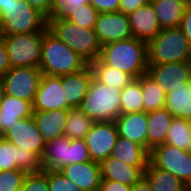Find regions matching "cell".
<instances>
[{
    "mask_svg": "<svg viewBox=\"0 0 191 191\" xmlns=\"http://www.w3.org/2000/svg\"><path fill=\"white\" fill-rule=\"evenodd\" d=\"M117 137L118 131L114 121L94 122L84 138L91 160L100 163L111 156Z\"/></svg>",
    "mask_w": 191,
    "mask_h": 191,
    "instance_id": "11",
    "label": "cell"
},
{
    "mask_svg": "<svg viewBox=\"0 0 191 191\" xmlns=\"http://www.w3.org/2000/svg\"><path fill=\"white\" fill-rule=\"evenodd\" d=\"M118 136L127 138L147 150V113L144 111L120 114L114 121Z\"/></svg>",
    "mask_w": 191,
    "mask_h": 191,
    "instance_id": "20",
    "label": "cell"
},
{
    "mask_svg": "<svg viewBox=\"0 0 191 191\" xmlns=\"http://www.w3.org/2000/svg\"><path fill=\"white\" fill-rule=\"evenodd\" d=\"M20 191H49L48 170L26 174Z\"/></svg>",
    "mask_w": 191,
    "mask_h": 191,
    "instance_id": "38",
    "label": "cell"
},
{
    "mask_svg": "<svg viewBox=\"0 0 191 191\" xmlns=\"http://www.w3.org/2000/svg\"><path fill=\"white\" fill-rule=\"evenodd\" d=\"M32 109L37 111L67 109V100L64 98V87H62L60 76L42 74Z\"/></svg>",
    "mask_w": 191,
    "mask_h": 191,
    "instance_id": "13",
    "label": "cell"
},
{
    "mask_svg": "<svg viewBox=\"0 0 191 191\" xmlns=\"http://www.w3.org/2000/svg\"><path fill=\"white\" fill-rule=\"evenodd\" d=\"M165 108L174 118L191 121V81L167 88Z\"/></svg>",
    "mask_w": 191,
    "mask_h": 191,
    "instance_id": "24",
    "label": "cell"
},
{
    "mask_svg": "<svg viewBox=\"0 0 191 191\" xmlns=\"http://www.w3.org/2000/svg\"><path fill=\"white\" fill-rule=\"evenodd\" d=\"M18 170L26 174L43 171L41 158L23 147L18 148Z\"/></svg>",
    "mask_w": 191,
    "mask_h": 191,
    "instance_id": "35",
    "label": "cell"
},
{
    "mask_svg": "<svg viewBox=\"0 0 191 191\" xmlns=\"http://www.w3.org/2000/svg\"><path fill=\"white\" fill-rule=\"evenodd\" d=\"M64 87V98L67 100V110L79 108L88 93L94 77L91 66L88 64L79 72L60 76Z\"/></svg>",
    "mask_w": 191,
    "mask_h": 191,
    "instance_id": "18",
    "label": "cell"
},
{
    "mask_svg": "<svg viewBox=\"0 0 191 191\" xmlns=\"http://www.w3.org/2000/svg\"><path fill=\"white\" fill-rule=\"evenodd\" d=\"M11 68H38L41 62L43 33L2 35Z\"/></svg>",
    "mask_w": 191,
    "mask_h": 191,
    "instance_id": "8",
    "label": "cell"
},
{
    "mask_svg": "<svg viewBox=\"0 0 191 191\" xmlns=\"http://www.w3.org/2000/svg\"><path fill=\"white\" fill-rule=\"evenodd\" d=\"M99 12L90 4H83L78 9H67V11L59 18L66 19L79 27L93 29Z\"/></svg>",
    "mask_w": 191,
    "mask_h": 191,
    "instance_id": "33",
    "label": "cell"
},
{
    "mask_svg": "<svg viewBox=\"0 0 191 191\" xmlns=\"http://www.w3.org/2000/svg\"><path fill=\"white\" fill-rule=\"evenodd\" d=\"M67 116V109H57L53 111L33 110L32 114L39 133L45 143L57 137L64 136Z\"/></svg>",
    "mask_w": 191,
    "mask_h": 191,
    "instance_id": "21",
    "label": "cell"
},
{
    "mask_svg": "<svg viewBox=\"0 0 191 191\" xmlns=\"http://www.w3.org/2000/svg\"><path fill=\"white\" fill-rule=\"evenodd\" d=\"M121 88L102 84L94 77L79 109L94 122L115 121L121 114Z\"/></svg>",
    "mask_w": 191,
    "mask_h": 191,
    "instance_id": "5",
    "label": "cell"
},
{
    "mask_svg": "<svg viewBox=\"0 0 191 191\" xmlns=\"http://www.w3.org/2000/svg\"><path fill=\"white\" fill-rule=\"evenodd\" d=\"M99 59L111 67L139 78L147 73V43L135 37L101 46Z\"/></svg>",
    "mask_w": 191,
    "mask_h": 191,
    "instance_id": "1",
    "label": "cell"
},
{
    "mask_svg": "<svg viewBox=\"0 0 191 191\" xmlns=\"http://www.w3.org/2000/svg\"><path fill=\"white\" fill-rule=\"evenodd\" d=\"M147 74L167 93V88L191 81L190 62L148 65Z\"/></svg>",
    "mask_w": 191,
    "mask_h": 191,
    "instance_id": "15",
    "label": "cell"
},
{
    "mask_svg": "<svg viewBox=\"0 0 191 191\" xmlns=\"http://www.w3.org/2000/svg\"><path fill=\"white\" fill-rule=\"evenodd\" d=\"M121 114L143 111L141 76L133 78L121 91Z\"/></svg>",
    "mask_w": 191,
    "mask_h": 191,
    "instance_id": "30",
    "label": "cell"
},
{
    "mask_svg": "<svg viewBox=\"0 0 191 191\" xmlns=\"http://www.w3.org/2000/svg\"><path fill=\"white\" fill-rule=\"evenodd\" d=\"M59 171L81 190L99 191L102 179L99 163L92 160L83 163H73L64 166Z\"/></svg>",
    "mask_w": 191,
    "mask_h": 191,
    "instance_id": "17",
    "label": "cell"
},
{
    "mask_svg": "<svg viewBox=\"0 0 191 191\" xmlns=\"http://www.w3.org/2000/svg\"><path fill=\"white\" fill-rule=\"evenodd\" d=\"M42 72L33 67L11 68L3 77L4 92L11 97L34 101Z\"/></svg>",
    "mask_w": 191,
    "mask_h": 191,
    "instance_id": "10",
    "label": "cell"
},
{
    "mask_svg": "<svg viewBox=\"0 0 191 191\" xmlns=\"http://www.w3.org/2000/svg\"><path fill=\"white\" fill-rule=\"evenodd\" d=\"M165 143L185 151H191V121L173 118Z\"/></svg>",
    "mask_w": 191,
    "mask_h": 191,
    "instance_id": "32",
    "label": "cell"
},
{
    "mask_svg": "<svg viewBox=\"0 0 191 191\" xmlns=\"http://www.w3.org/2000/svg\"><path fill=\"white\" fill-rule=\"evenodd\" d=\"M49 191H83L59 170H48Z\"/></svg>",
    "mask_w": 191,
    "mask_h": 191,
    "instance_id": "37",
    "label": "cell"
},
{
    "mask_svg": "<svg viewBox=\"0 0 191 191\" xmlns=\"http://www.w3.org/2000/svg\"><path fill=\"white\" fill-rule=\"evenodd\" d=\"M173 115L166 109L161 108L147 112V151L150 152L158 145L164 144Z\"/></svg>",
    "mask_w": 191,
    "mask_h": 191,
    "instance_id": "23",
    "label": "cell"
},
{
    "mask_svg": "<svg viewBox=\"0 0 191 191\" xmlns=\"http://www.w3.org/2000/svg\"><path fill=\"white\" fill-rule=\"evenodd\" d=\"M18 169V147L0 136V171Z\"/></svg>",
    "mask_w": 191,
    "mask_h": 191,
    "instance_id": "34",
    "label": "cell"
},
{
    "mask_svg": "<svg viewBox=\"0 0 191 191\" xmlns=\"http://www.w3.org/2000/svg\"><path fill=\"white\" fill-rule=\"evenodd\" d=\"M89 0H54L51 16L47 20L59 19L67 9H78L83 4H88Z\"/></svg>",
    "mask_w": 191,
    "mask_h": 191,
    "instance_id": "39",
    "label": "cell"
},
{
    "mask_svg": "<svg viewBox=\"0 0 191 191\" xmlns=\"http://www.w3.org/2000/svg\"><path fill=\"white\" fill-rule=\"evenodd\" d=\"M94 78L102 84L123 89L133 77L114 67L104 64L99 58L89 64Z\"/></svg>",
    "mask_w": 191,
    "mask_h": 191,
    "instance_id": "28",
    "label": "cell"
},
{
    "mask_svg": "<svg viewBox=\"0 0 191 191\" xmlns=\"http://www.w3.org/2000/svg\"><path fill=\"white\" fill-rule=\"evenodd\" d=\"M143 177L148 181L151 191H187V186L168 171L156 168L150 161Z\"/></svg>",
    "mask_w": 191,
    "mask_h": 191,
    "instance_id": "27",
    "label": "cell"
},
{
    "mask_svg": "<svg viewBox=\"0 0 191 191\" xmlns=\"http://www.w3.org/2000/svg\"><path fill=\"white\" fill-rule=\"evenodd\" d=\"M187 191H191V183L187 186Z\"/></svg>",
    "mask_w": 191,
    "mask_h": 191,
    "instance_id": "50",
    "label": "cell"
},
{
    "mask_svg": "<svg viewBox=\"0 0 191 191\" xmlns=\"http://www.w3.org/2000/svg\"><path fill=\"white\" fill-rule=\"evenodd\" d=\"M2 35L43 33L47 29V19L27 0H5L0 12Z\"/></svg>",
    "mask_w": 191,
    "mask_h": 191,
    "instance_id": "3",
    "label": "cell"
},
{
    "mask_svg": "<svg viewBox=\"0 0 191 191\" xmlns=\"http://www.w3.org/2000/svg\"><path fill=\"white\" fill-rule=\"evenodd\" d=\"M47 28L88 64L99 58L101 45L93 29L79 27L66 19L47 20Z\"/></svg>",
    "mask_w": 191,
    "mask_h": 191,
    "instance_id": "4",
    "label": "cell"
},
{
    "mask_svg": "<svg viewBox=\"0 0 191 191\" xmlns=\"http://www.w3.org/2000/svg\"><path fill=\"white\" fill-rule=\"evenodd\" d=\"M149 161L156 168L173 174L186 186L191 183V151L164 143L149 152Z\"/></svg>",
    "mask_w": 191,
    "mask_h": 191,
    "instance_id": "9",
    "label": "cell"
},
{
    "mask_svg": "<svg viewBox=\"0 0 191 191\" xmlns=\"http://www.w3.org/2000/svg\"><path fill=\"white\" fill-rule=\"evenodd\" d=\"M27 2L37 9L41 14H43L46 19L51 16V9L54 3V0H27Z\"/></svg>",
    "mask_w": 191,
    "mask_h": 191,
    "instance_id": "42",
    "label": "cell"
},
{
    "mask_svg": "<svg viewBox=\"0 0 191 191\" xmlns=\"http://www.w3.org/2000/svg\"><path fill=\"white\" fill-rule=\"evenodd\" d=\"M91 161L85 139L61 136L45 143L41 158L43 170H60L66 165Z\"/></svg>",
    "mask_w": 191,
    "mask_h": 191,
    "instance_id": "7",
    "label": "cell"
},
{
    "mask_svg": "<svg viewBox=\"0 0 191 191\" xmlns=\"http://www.w3.org/2000/svg\"><path fill=\"white\" fill-rule=\"evenodd\" d=\"M101 178L133 186L144 174L147 166H133L109 156L99 163Z\"/></svg>",
    "mask_w": 191,
    "mask_h": 191,
    "instance_id": "19",
    "label": "cell"
},
{
    "mask_svg": "<svg viewBox=\"0 0 191 191\" xmlns=\"http://www.w3.org/2000/svg\"><path fill=\"white\" fill-rule=\"evenodd\" d=\"M93 30L101 46L133 37L128 16L121 12L99 13Z\"/></svg>",
    "mask_w": 191,
    "mask_h": 191,
    "instance_id": "12",
    "label": "cell"
},
{
    "mask_svg": "<svg viewBox=\"0 0 191 191\" xmlns=\"http://www.w3.org/2000/svg\"><path fill=\"white\" fill-rule=\"evenodd\" d=\"M87 65L86 61L54 36L48 28L43 32L39 65L42 74L51 76L72 74L81 71Z\"/></svg>",
    "mask_w": 191,
    "mask_h": 191,
    "instance_id": "2",
    "label": "cell"
},
{
    "mask_svg": "<svg viewBox=\"0 0 191 191\" xmlns=\"http://www.w3.org/2000/svg\"><path fill=\"white\" fill-rule=\"evenodd\" d=\"M5 92H4V85H3V81L2 78H0V103L3 99Z\"/></svg>",
    "mask_w": 191,
    "mask_h": 191,
    "instance_id": "47",
    "label": "cell"
},
{
    "mask_svg": "<svg viewBox=\"0 0 191 191\" xmlns=\"http://www.w3.org/2000/svg\"><path fill=\"white\" fill-rule=\"evenodd\" d=\"M179 28L182 30V33L191 44V3L185 8Z\"/></svg>",
    "mask_w": 191,
    "mask_h": 191,
    "instance_id": "41",
    "label": "cell"
},
{
    "mask_svg": "<svg viewBox=\"0 0 191 191\" xmlns=\"http://www.w3.org/2000/svg\"><path fill=\"white\" fill-rule=\"evenodd\" d=\"M180 1H184V2L187 3V4H190V3H191V0H180Z\"/></svg>",
    "mask_w": 191,
    "mask_h": 191,
    "instance_id": "49",
    "label": "cell"
},
{
    "mask_svg": "<svg viewBox=\"0 0 191 191\" xmlns=\"http://www.w3.org/2000/svg\"><path fill=\"white\" fill-rule=\"evenodd\" d=\"M4 1H5V0H0V12H1L2 10H4Z\"/></svg>",
    "mask_w": 191,
    "mask_h": 191,
    "instance_id": "48",
    "label": "cell"
},
{
    "mask_svg": "<svg viewBox=\"0 0 191 191\" xmlns=\"http://www.w3.org/2000/svg\"><path fill=\"white\" fill-rule=\"evenodd\" d=\"M32 114V104L29 101L4 94L0 103V136L20 119L31 117Z\"/></svg>",
    "mask_w": 191,
    "mask_h": 191,
    "instance_id": "22",
    "label": "cell"
},
{
    "mask_svg": "<svg viewBox=\"0 0 191 191\" xmlns=\"http://www.w3.org/2000/svg\"><path fill=\"white\" fill-rule=\"evenodd\" d=\"M26 173L21 170L0 171V191H20Z\"/></svg>",
    "mask_w": 191,
    "mask_h": 191,
    "instance_id": "36",
    "label": "cell"
},
{
    "mask_svg": "<svg viewBox=\"0 0 191 191\" xmlns=\"http://www.w3.org/2000/svg\"><path fill=\"white\" fill-rule=\"evenodd\" d=\"M148 65L190 62L191 44L177 28L162 29L147 43Z\"/></svg>",
    "mask_w": 191,
    "mask_h": 191,
    "instance_id": "6",
    "label": "cell"
},
{
    "mask_svg": "<svg viewBox=\"0 0 191 191\" xmlns=\"http://www.w3.org/2000/svg\"><path fill=\"white\" fill-rule=\"evenodd\" d=\"M3 137L13 143L16 147H23L42 158L45 142L43 141L32 116L20 119L6 131Z\"/></svg>",
    "mask_w": 191,
    "mask_h": 191,
    "instance_id": "14",
    "label": "cell"
},
{
    "mask_svg": "<svg viewBox=\"0 0 191 191\" xmlns=\"http://www.w3.org/2000/svg\"><path fill=\"white\" fill-rule=\"evenodd\" d=\"M131 187L120 182L101 179L99 191H130Z\"/></svg>",
    "mask_w": 191,
    "mask_h": 191,
    "instance_id": "44",
    "label": "cell"
},
{
    "mask_svg": "<svg viewBox=\"0 0 191 191\" xmlns=\"http://www.w3.org/2000/svg\"><path fill=\"white\" fill-rule=\"evenodd\" d=\"M93 124L94 121L79 108H71L68 110L64 136L69 139H84Z\"/></svg>",
    "mask_w": 191,
    "mask_h": 191,
    "instance_id": "31",
    "label": "cell"
},
{
    "mask_svg": "<svg viewBox=\"0 0 191 191\" xmlns=\"http://www.w3.org/2000/svg\"><path fill=\"white\" fill-rule=\"evenodd\" d=\"M127 16L133 37L146 43L154 39L162 30L150 2Z\"/></svg>",
    "mask_w": 191,
    "mask_h": 191,
    "instance_id": "16",
    "label": "cell"
},
{
    "mask_svg": "<svg viewBox=\"0 0 191 191\" xmlns=\"http://www.w3.org/2000/svg\"><path fill=\"white\" fill-rule=\"evenodd\" d=\"M121 0H89V3L99 12H119Z\"/></svg>",
    "mask_w": 191,
    "mask_h": 191,
    "instance_id": "40",
    "label": "cell"
},
{
    "mask_svg": "<svg viewBox=\"0 0 191 191\" xmlns=\"http://www.w3.org/2000/svg\"><path fill=\"white\" fill-rule=\"evenodd\" d=\"M2 40V32H1V28H0V41Z\"/></svg>",
    "mask_w": 191,
    "mask_h": 191,
    "instance_id": "51",
    "label": "cell"
},
{
    "mask_svg": "<svg viewBox=\"0 0 191 191\" xmlns=\"http://www.w3.org/2000/svg\"><path fill=\"white\" fill-rule=\"evenodd\" d=\"M149 2L162 29L180 26L187 3L180 0H149Z\"/></svg>",
    "mask_w": 191,
    "mask_h": 191,
    "instance_id": "25",
    "label": "cell"
},
{
    "mask_svg": "<svg viewBox=\"0 0 191 191\" xmlns=\"http://www.w3.org/2000/svg\"><path fill=\"white\" fill-rule=\"evenodd\" d=\"M141 85L144 112L165 108L166 93L147 73L141 76Z\"/></svg>",
    "mask_w": 191,
    "mask_h": 191,
    "instance_id": "29",
    "label": "cell"
},
{
    "mask_svg": "<svg viewBox=\"0 0 191 191\" xmlns=\"http://www.w3.org/2000/svg\"><path fill=\"white\" fill-rule=\"evenodd\" d=\"M149 0H121L119 12L128 15L139 7L145 6Z\"/></svg>",
    "mask_w": 191,
    "mask_h": 191,
    "instance_id": "43",
    "label": "cell"
},
{
    "mask_svg": "<svg viewBox=\"0 0 191 191\" xmlns=\"http://www.w3.org/2000/svg\"><path fill=\"white\" fill-rule=\"evenodd\" d=\"M130 191H151L148 181L142 177L136 184L131 187Z\"/></svg>",
    "mask_w": 191,
    "mask_h": 191,
    "instance_id": "46",
    "label": "cell"
},
{
    "mask_svg": "<svg viewBox=\"0 0 191 191\" xmlns=\"http://www.w3.org/2000/svg\"><path fill=\"white\" fill-rule=\"evenodd\" d=\"M11 69L9 56L3 40L0 41V78Z\"/></svg>",
    "mask_w": 191,
    "mask_h": 191,
    "instance_id": "45",
    "label": "cell"
},
{
    "mask_svg": "<svg viewBox=\"0 0 191 191\" xmlns=\"http://www.w3.org/2000/svg\"><path fill=\"white\" fill-rule=\"evenodd\" d=\"M111 157L133 166H147L149 152L139 145L124 137H117Z\"/></svg>",
    "mask_w": 191,
    "mask_h": 191,
    "instance_id": "26",
    "label": "cell"
}]
</instances>
